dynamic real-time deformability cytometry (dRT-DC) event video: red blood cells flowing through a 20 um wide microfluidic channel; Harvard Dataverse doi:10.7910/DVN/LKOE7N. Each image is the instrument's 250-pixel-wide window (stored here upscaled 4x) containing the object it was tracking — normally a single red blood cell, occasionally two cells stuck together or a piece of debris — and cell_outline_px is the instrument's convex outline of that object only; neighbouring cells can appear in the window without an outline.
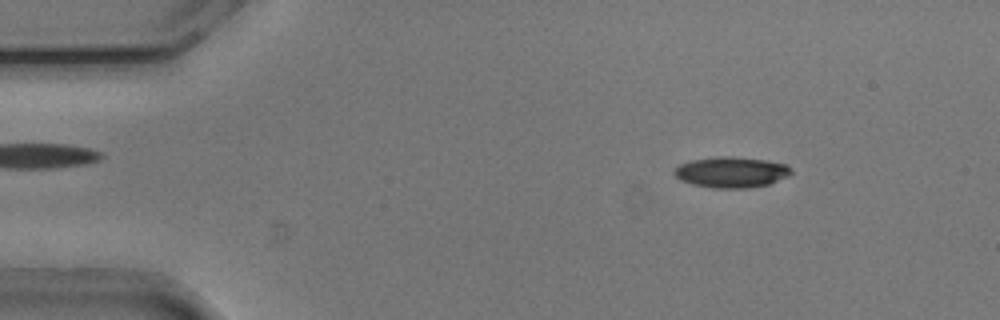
{"species": "common noctule bat (a hibernating species)", "species_latin": "Nyctalus noctula", "temperature_condition": "cold", "stored_images_in_passage": 52, "camera_frame_rate_fps": 3000, "um_per_image_px": 0.085, "animal": {"sex": "male", "body_mass_g": 20.5, "forearm_length_mm": 52.5}, "frame": {"image": 1, "passage_image": 6, "time_ms": 1.667, "image_size_px": [1000, 320], "cell_outline_px": [[792, 172], [788, 176], [768, 184], [748, 188], [712, 188], [692, 184], [680, 180], [672, 172], [680, 164], [692, 160], [716, 156], [732, 156], [764, 160], [788, 164], [792, 168]], "centroid_in_image_um": [62.17, 14.63], "position_along_channel_um": 22.8, "area_um2": 21.04}}
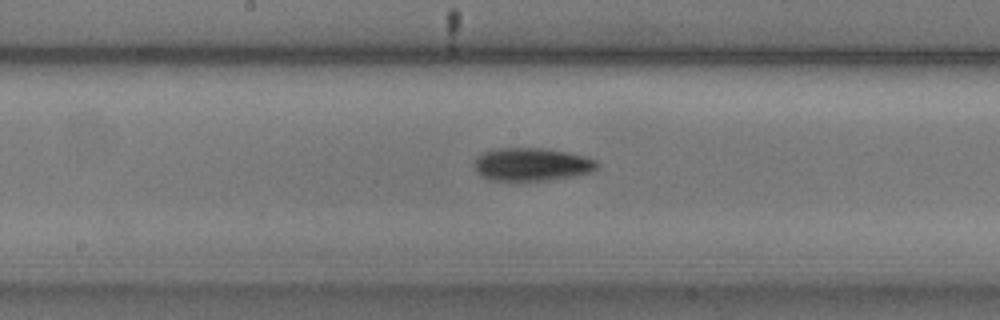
{"frame": {"image": 2, "passage_image": 26, "time_ms": 8.333, "image_size_px": [1000, 320], "cell_outline_px": [[600, 164], [592, 172], [576, 176], [548, 180], [488, 180], [476, 172], [476, 156], [484, 152], [500, 148], [540, 148], [568, 152], [584, 156], [596, 160]], "centroid_in_image_um": [45.23, 13.97], "position_along_channel_um": 203.0, "area_um2": 23.58}}
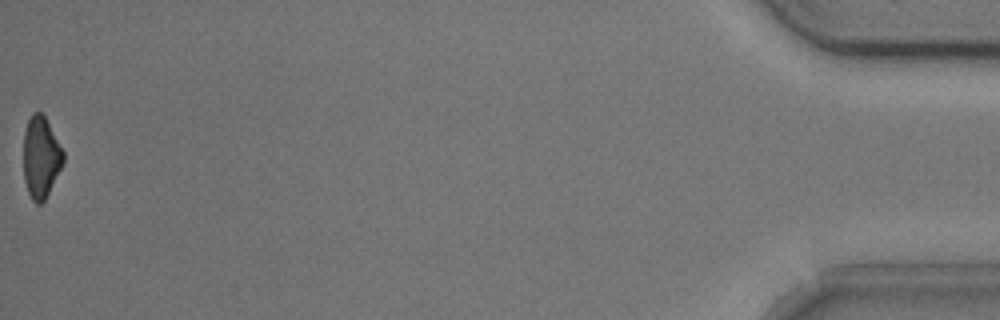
{"frame": {"image": 3, "passage_image": 52, "time_ms": 17.0, "image_size_px": [1000, 320], "cell_outline_px": [[64, 164], [44, 200], [40, 204], [36, 204], [32, 200], [28, 192], [24, 180], [24, 132], [28, 120], [32, 112], [44, 112], [64, 152]], "centroid_in_image_um": [3.49, 13.33], "position_along_channel_um": 431.7, "area_um2": 19.13}, "authors_computed_cell_mechanics": {"area_um2": 21.5305, "velocity_mm_per_s": 3.7966, "shape_relaxation_time_tau1_ms": 2.2554, "shape_relaxation_time_tau2_ms": null, "deformation_change_tau1": 0.1445, "deformation_change_tau2": null}}